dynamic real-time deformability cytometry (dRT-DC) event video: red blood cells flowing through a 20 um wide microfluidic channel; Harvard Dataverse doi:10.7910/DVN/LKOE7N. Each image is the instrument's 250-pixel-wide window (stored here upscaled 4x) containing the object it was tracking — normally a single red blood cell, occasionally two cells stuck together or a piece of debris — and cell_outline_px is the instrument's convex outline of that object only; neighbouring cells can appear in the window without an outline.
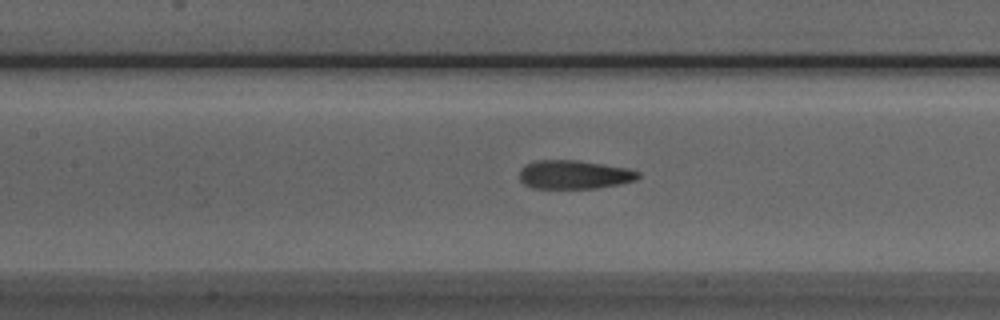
{"species": "Egyptian fruit bat (a non-hibernating species)", "species_latin": "Rousettus aegyptiacus", "temperature_condition": "room temperature", "stored_images_in_passage": 37, "camera_frame_rate_fps": 3000, "um_per_image_px": 0.085, "animal": {"sex": "male"}, "frame": {"image": 1, "passage_image": 18, "time_ms": 5.667, "image_size_px": [1000, 320], "cell_outline_px": [[640, 176], [636, 180], [620, 184], [596, 188], [532, 188], [524, 184], [520, 180], [520, 168], [524, 164], [536, 160], [580, 160], [628, 168], [640, 172]], "centroid_in_image_um": [48.8, 14.83], "position_along_channel_um": 158.6, "area_um2": 20.06}}
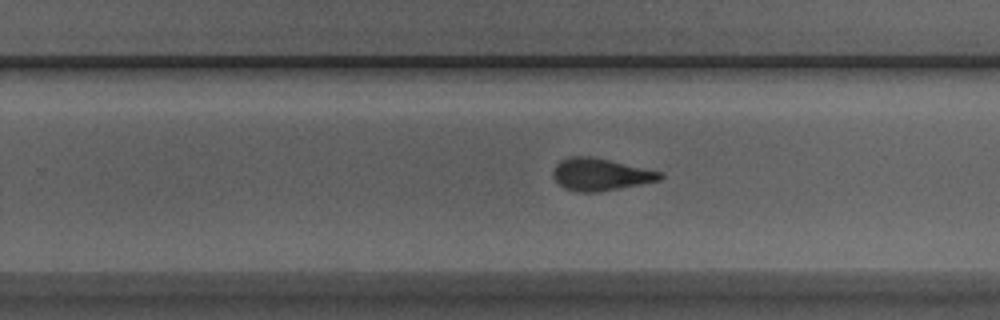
{"frame": {"image": 2, "passage_image": 27, "time_ms": 8.667, "image_size_px": [1000, 320], "cell_outline_px": [[664, 176], [660, 180], [600, 192], [576, 192], [564, 188], [552, 176], [552, 172], [556, 164], [560, 160], [568, 156], [592, 156], [664, 172]], "centroid_in_image_um": [51.03, 14.82], "position_along_channel_um": 278.8, "area_um2": 20.29}}
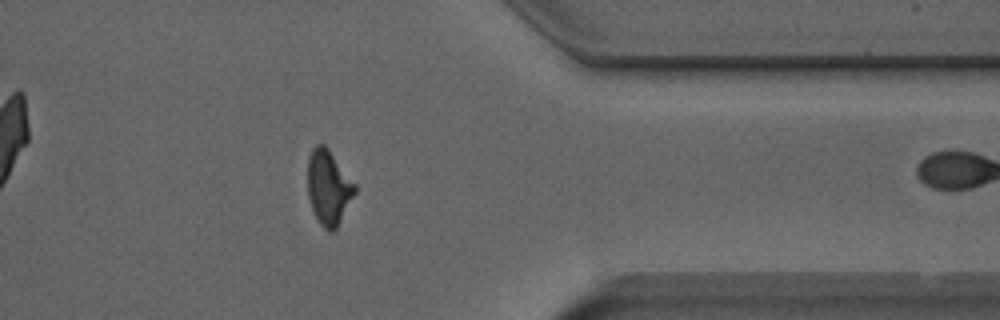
{"frame": {"image": 3, "passage_image": 36, "time_ms": 11.667, "image_size_px": [1000, 320], "cell_outline_px": [[356, 192], [336, 228], [332, 232], [328, 232], [320, 224], [312, 212], [308, 196], [308, 156], [312, 148], [316, 144], [324, 144], [328, 148], [356, 184]], "centroid_in_image_um": [27.91, 15.93], "position_along_channel_um": 383.5, "area_um2": 20.63}}